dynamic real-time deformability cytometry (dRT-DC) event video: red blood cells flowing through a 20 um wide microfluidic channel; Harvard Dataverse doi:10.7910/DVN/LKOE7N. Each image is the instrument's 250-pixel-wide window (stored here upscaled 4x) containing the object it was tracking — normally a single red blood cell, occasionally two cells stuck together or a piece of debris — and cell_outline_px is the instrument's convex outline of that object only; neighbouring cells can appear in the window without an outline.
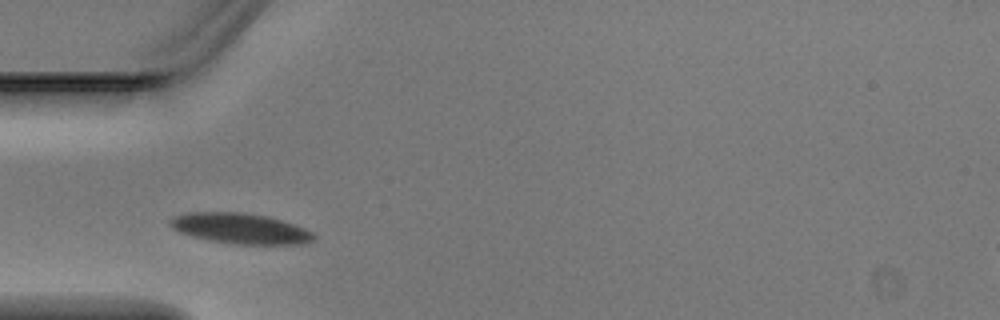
{"species": "Egyptian fruit bat (a non-hibernating species)", "species_latin": "Rousettus aegyptiacus", "temperature_condition": "warm", "stored_images_in_passage": 2, "camera_frame_rate_fps": 3000, "um_per_image_px": 0.085, "animal": {"sex": "male"}, "frame": {"image": 1, "passage_image": 1, "time_ms": 0.0, "image_size_px": [1000, 320], "cell_outline_px": [[316, 236], [308, 244], [232, 244], [192, 236], [180, 232], [172, 228], [168, 224], [168, 220], [172, 216], [188, 212], [244, 212], [268, 216], [304, 228], [312, 232]], "centroid_in_image_um": [20.4, 19.41], "position_along_channel_um": 64.6, "area_um2": 25.61}}
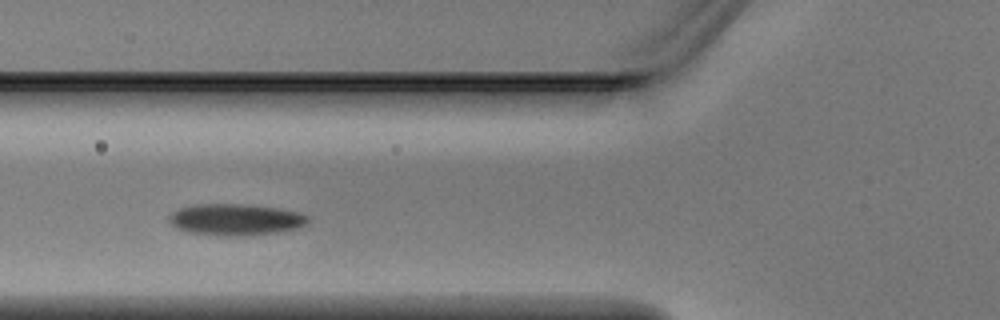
{"frame": {"image": 2, "passage_image": 2, "time_ms": 0.333, "image_size_px": [1000, 320], "cell_outline_px": [[308, 224], [296, 228], [276, 232], [228, 236], [188, 232], [176, 228], [168, 220], [168, 216], [176, 208], [196, 204], [252, 204], [280, 208], [300, 212], [308, 216]], "centroid_in_image_um": [20.0, 18.63], "position_along_channel_um": 105.8, "area_um2": 25.55}}